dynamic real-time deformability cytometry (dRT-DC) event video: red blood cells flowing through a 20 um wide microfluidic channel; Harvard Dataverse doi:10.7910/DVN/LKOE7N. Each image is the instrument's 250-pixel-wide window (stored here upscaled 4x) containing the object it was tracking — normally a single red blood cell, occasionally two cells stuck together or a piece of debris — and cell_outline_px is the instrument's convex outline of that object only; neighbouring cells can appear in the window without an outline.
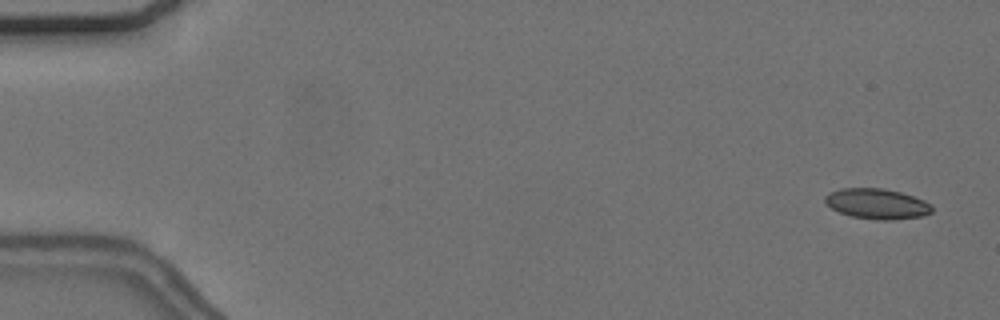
{"species": "common noctule bat (a hibernating species)", "species_latin": "Nyctalus noctula", "temperature_condition": "cold", "stored_images_in_passage": 57, "camera_frame_rate_fps": 3000, "um_per_image_px": 0.085, "animal": {"sex": "female", "body_mass_g": 24.6, "forearm_length_mm": 56.2}, "frame": {"image": 1, "passage_image": 3, "time_ms": 0.667, "image_size_px": [1000, 320], "cell_outline_px": [[932, 212], [924, 216], [892, 220], [880, 220], [852, 216], [840, 212], [824, 204], [824, 196], [828, 192], [840, 188], [884, 188], [900, 192], [924, 200], [932, 204]], "centroid_in_image_um": [74.53, 17.31], "position_along_channel_um": 10.5, "area_um2": 19.07}}
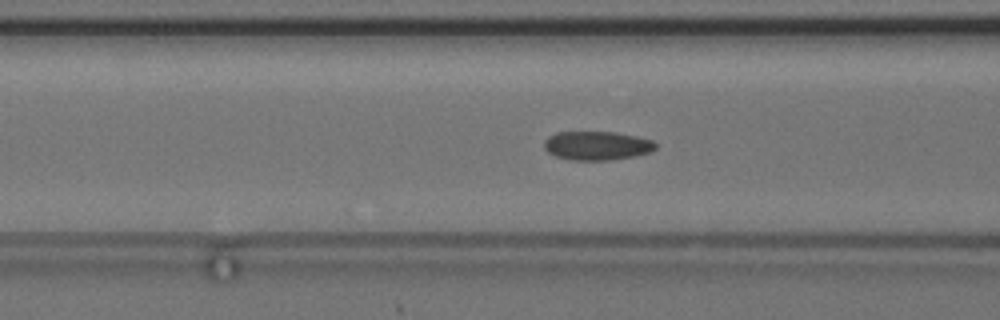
{"frame": {"image": 2, "passage_image": 23, "time_ms": 7.333, "image_size_px": [1000, 320], "cell_outline_px": [[656, 148], [652, 152], [636, 156], [608, 160], [568, 160], [556, 156], [548, 152], [544, 148], [544, 140], [548, 136], [556, 132], [616, 132], [636, 136], [652, 140], [656, 144]], "centroid_in_image_um": [50.74, 12.38], "position_along_channel_um": 115.9, "area_um2": 18.9}}
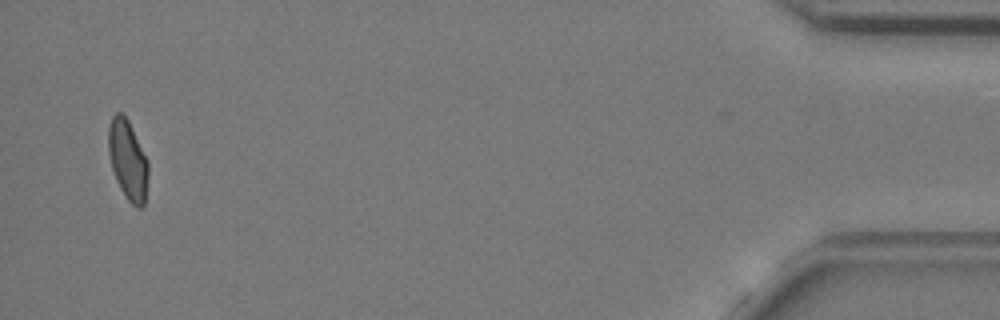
{"frame": {"image": 3, "passage_image": 55, "time_ms": 18.0, "image_size_px": [1000, 320], "cell_outline_px": [[148, 176], [144, 204], [140, 208], [136, 208], [124, 196], [116, 180], [112, 168], [108, 152], [108, 128], [112, 116], [116, 112], [120, 112], [128, 120], [148, 160]], "centroid_in_image_um": [10.86, 13.61], "position_along_channel_um": 424.3, "area_um2": 18.5}, "authors_computed_cell_mechanics": {"area_um2": 18.8428, "velocity_mm_per_s": 3.6752, "shape_relaxation_time_tau1_ms": 9.8762, "shape_relaxation_time_tau2_ms": 1.6619, "deformation_change_tau1": 0.1596, "deformation_change_tau2": 0.0645}}